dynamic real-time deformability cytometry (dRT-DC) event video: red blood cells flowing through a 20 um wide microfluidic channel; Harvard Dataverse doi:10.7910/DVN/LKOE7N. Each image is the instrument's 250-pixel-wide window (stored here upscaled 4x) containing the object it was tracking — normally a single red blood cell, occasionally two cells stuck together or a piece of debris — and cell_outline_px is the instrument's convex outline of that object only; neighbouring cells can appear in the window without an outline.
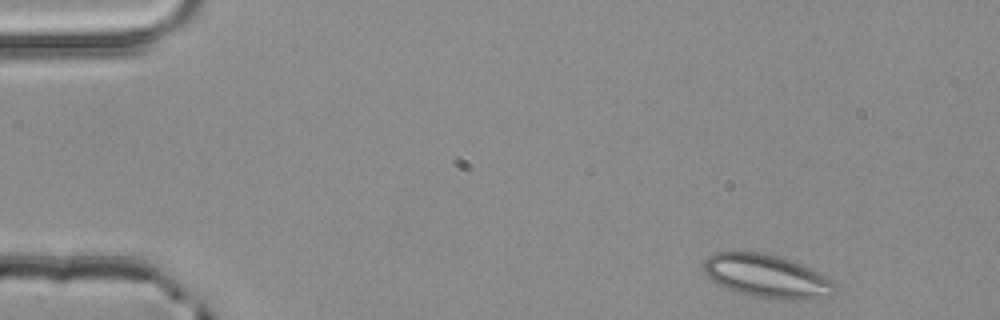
{"species": "common noctule bat (a hibernating species)", "species_latin": "Nyctalus noctula", "temperature_condition": "room temperature", "stored_images_in_passage": 3, "camera_frame_rate_fps": 3000, "um_per_image_px": 0.085, "animal": {"sex": "male", "body_mass_g": 20.4}, "frame": {"image": 1, "passage_image": 1, "time_ms": 0.0, "image_size_px": [1000, 320], "cell_outline_px": [[836, 288], [832, 296], [812, 300], [780, 300], [756, 296], [740, 292], [728, 288], [712, 280], [704, 272], [704, 260], [708, 256], [716, 252], [760, 252], [776, 256], [800, 264], [820, 272], [832, 280], [836, 284]], "centroid_in_image_um": [65.25, 23.49], "position_along_channel_um": 19.8, "area_um2": 32.95}}